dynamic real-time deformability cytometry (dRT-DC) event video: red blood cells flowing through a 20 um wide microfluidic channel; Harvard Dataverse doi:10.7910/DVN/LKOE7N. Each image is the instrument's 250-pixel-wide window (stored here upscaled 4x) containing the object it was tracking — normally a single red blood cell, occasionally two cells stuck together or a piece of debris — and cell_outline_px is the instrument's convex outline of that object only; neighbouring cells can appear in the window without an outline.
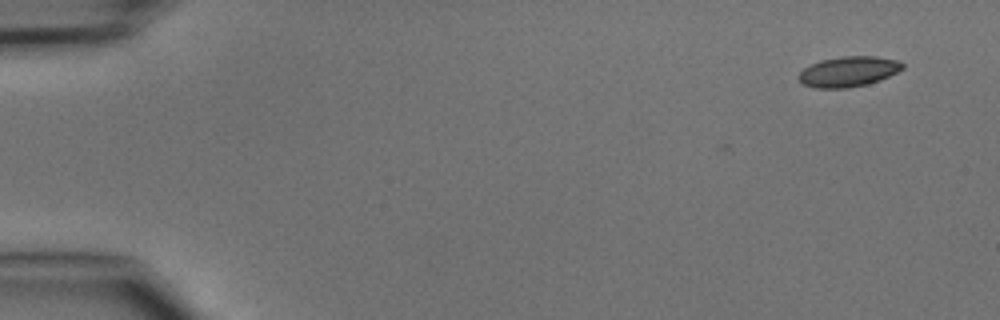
{"species": "common noctule bat (a hibernating species)", "species_latin": "Nyctalus noctula", "temperature_condition": "cold", "stored_images_in_passage": 5, "camera_frame_rate_fps": 3000, "um_per_image_px": 0.085, "animal": {"sex": "male", "body_mass_g": 15.6}, "frame": {"image": 1, "passage_image": 1, "time_ms": 0.0, "image_size_px": [1000, 320], "cell_outline_px": [[904, 68], [880, 80], [868, 84], [844, 88], [816, 88], [804, 84], [796, 76], [804, 68], [820, 60], [840, 56], [876, 56], [896, 60], [904, 64]], "centroid_in_image_um": [72.11, 6.08], "position_along_channel_um": 12.9, "area_um2": 18.26}}